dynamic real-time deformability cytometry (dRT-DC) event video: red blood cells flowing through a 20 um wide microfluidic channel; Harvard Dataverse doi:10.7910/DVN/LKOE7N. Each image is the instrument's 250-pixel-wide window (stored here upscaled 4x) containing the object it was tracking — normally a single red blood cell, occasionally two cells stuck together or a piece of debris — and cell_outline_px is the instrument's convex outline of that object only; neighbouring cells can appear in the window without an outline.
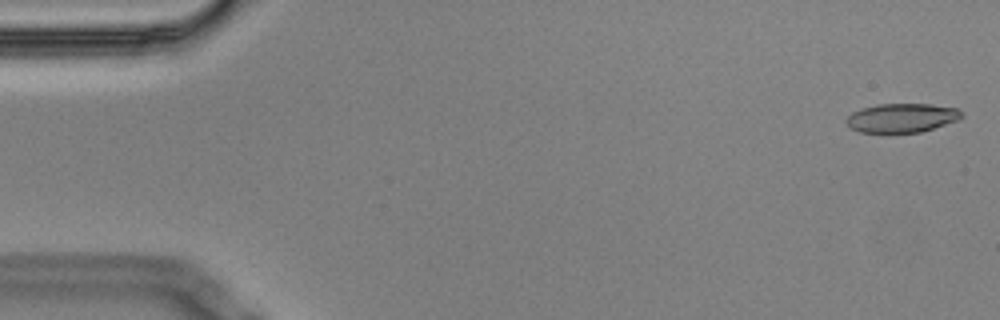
{"species": "Egyptian fruit bat (a non-hibernating species)", "species_latin": "Rousettus aegyptiacus", "temperature_condition": "cold", "stored_images_in_passage": 4, "camera_frame_rate_fps": 3000, "um_per_image_px": 0.085, "animal": {"sex": "male"}, "frame": {"image": 1, "passage_image": 1, "time_ms": 0.0, "image_size_px": [1000, 320], "cell_outline_px": [[964, 116], [960, 120], [920, 132], [888, 136], [860, 132], [848, 128], [844, 120], [852, 112], [860, 108], [876, 104], [932, 104], [956, 108]], "centroid_in_image_um": [76.57, 10.07], "position_along_channel_um": 8.4, "area_um2": 20.52}}